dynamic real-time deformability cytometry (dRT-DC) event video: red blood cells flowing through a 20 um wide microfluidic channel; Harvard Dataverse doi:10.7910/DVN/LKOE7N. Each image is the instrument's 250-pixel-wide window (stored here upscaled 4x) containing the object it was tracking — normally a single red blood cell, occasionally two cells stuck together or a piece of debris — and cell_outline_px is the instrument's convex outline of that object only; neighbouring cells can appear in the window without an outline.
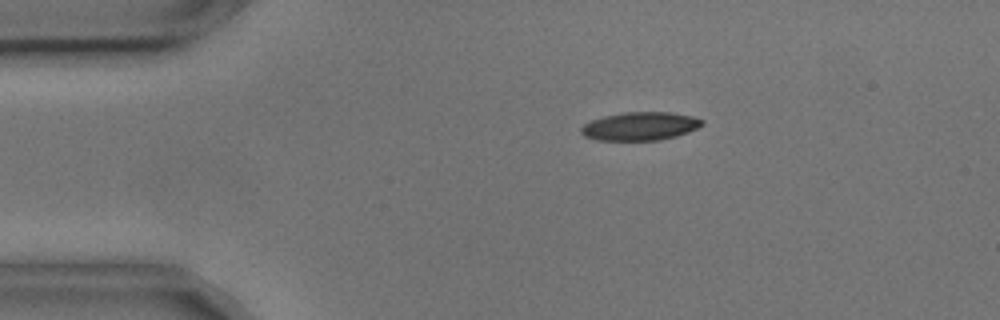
{"species": "common noctule bat (a hibernating species)", "species_latin": "Nyctalus noctula", "temperature_condition": "cold", "stored_images_in_passage": 4, "camera_frame_rate_fps": 3000, "um_per_image_px": 0.085, "animal": {"sex": "male", "body_mass_g": 17.9, "forearm_length_mm": 54.2}, "frame": {"image": 1, "passage_image": 3, "time_ms": 0.667, "image_size_px": [1000, 320], "cell_outline_px": [[704, 124], [688, 132], [676, 136], [660, 140], [596, 140], [584, 136], [580, 132], [580, 128], [584, 124], [592, 120], [604, 116], [624, 112], [672, 112], [692, 116], [704, 120]], "centroid_in_image_um": [54.41, 10.72], "position_along_channel_um": 30.6, "area_um2": 20.0}}